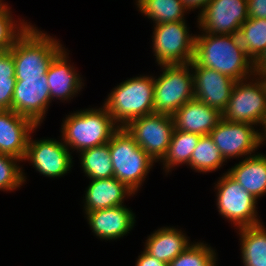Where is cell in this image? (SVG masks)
<instances>
[{
	"instance_id": "cell-22",
	"label": "cell",
	"mask_w": 266,
	"mask_h": 266,
	"mask_svg": "<svg viewBox=\"0 0 266 266\" xmlns=\"http://www.w3.org/2000/svg\"><path fill=\"white\" fill-rule=\"evenodd\" d=\"M227 173L234 178L256 200L266 195V155L254 154L228 169Z\"/></svg>"
},
{
	"instance_id": "cell-30",
	"label": "cell",
	"mask_w": 266,
	"mask_h": 266,
	"mask_svg": "<svg viewBox=\"0 0 266 266\" xmlns=\"http://www.w3.org/2000/svg\"><path fill=\"white\" fill-rule=\"evenodd\" d=\"M11 7L0 5V52L12 48L17 39L28 29L30 22L13 19ZM18 23V24H17Z\"/></svg>"
},
{
	"instance_id": "cell-28",
	"label": "cell",
	"mask_w": 266,
	"mask_h": 266,
	"mask_svg": "<svg viewBox=\"0 0 266 266\" xmlns=\"http://www.w3.org/2000/svg\"><path fill=\"white\" fill-rule=\"evenodd\" d=\"M238 36L246 54L255 63L266 50V19L248 18Z\"/></svg>"
},
{
	"instance_id": "cell-12",
	"label": "cell",
	"mask_w": 266,
	"mask_h": 266,
	"mask_svg": "<svg viewBox=\"0 0 266 266\" xmlns=\"http://www.w3.org/2000/svg\"><path fill=\"white\" fill-rule=\"evenodd\" d=\"M197 17V25L204 33L238 34L249 18L247 0H211Z\"/></svg>"
},
{
	"instance_id": "cell-4",
	"label": "cell",
	"mask_w": 266,
	"mask_h": 266,
	"mask_svg": "<svg viewBox=\"0 0 266 266\" xmlns=\"http://www.w3.org/2000/svg\"><path fill=\"white\" fill-rule=\"evenodd\" d=\"M103 106L124 127L134 118L154 113V76L140 75L125 80L110 91Z\"/></svg>"
},
{
	"instance_id": "cell-38",
	"label": "cell",
	"mask_w": 266,
	"mask_h": 266,
	"mask_svg": "<svg viewBox=\"0 0 266 266\" xmlns=\"http://www.w3.org/2000/svg\"><path fill=\"white\" fill-rule=\"evenodd\" d=\"M4 0H0V5H6V4H8V3H6V2H3Z\"/></svg>"
},
{
	"instance_id": "cell-34",
	"label": "cell",
	"mask_w": 266,
	"mask_h": 266,
	"mask_svg": "<svg viewBox=\"0 0 266 266\" xmlns=\"http://www.w3.org/2000/svg\"><path fill=\"white\" fill-rule=\"evenodd\" d=\"M135 266H168L167 263L158 260L156 257L151 256L145 250L141 251L138 256Z\"/></svg>"
},
{
	"instance_id": "cell-11",
	"label": "cell",
	"mask_w": 266,
	"mask_h": 266,
	"mask_svg": "<svg viewBox=\"0 0 266 266\" xmlns=\"http://www.w3.org/2000/svg\"><path fill=\"white\" fill-rule=\"evenodd\" d=\"M71 154L72 152L62 139L34 140L30 134L23 162H31L35 170L45 177L57 178L65 176L71 171V167H73Z\"/></svg>"
},
{
	"instance_id": "cell-1",
	"label": "cell",
	"mask_w": 266,
	"mask_h": 266,
	"mask_svg": "<svg viewBox=\"0 0 266 266\" xmlns=\"http://www.w3.org/2000/svg\"><path fill=\"white\" fill-rule=\"evenodd\" d=\"M194 61L236 82L256 74L254 62L246 54L238 34H196Z\"/></svg>"
},
{
	"instance_id": "cell-24",
	"label": "cell",
	"mask_w": 266,
	"mask_h": 266,
	"mask_svg": "<svg viewBox=\"0 0 266 266\" xmlns=\"http://www.w3.org/2000/svg\"><path fill=\"white\" fill-rule=\"evenodd\" d=\"M200 137V134L174 130L167 153L160 161L167 175L175 166L189 165L192 152Z\"/></svg>"
},
{
	"instance_id": "cell-13",
	"label": "cell",
	"mask_w": 266,
	"mask_h": 266,
	"mask_svg": "<svg viewBox=\"0 0 266 266\" xmlns=\"http://www.w3.org/2000/svg\"><path fill=\"white\" fill-rule=\"evenodd\" d=\"M255 128L253 124L229 122L221 118L209 135L227 162L231 158H246L256 154L259 129Z\"/></svg>"
},
{
	"instance_id": "cell-32",
	"label": "cell",
	"mask_w": 266,
	"mask_h": 266,
	"mask_svg": "<svg viewBox=\"0 0 266 266\" xmlns=\"http://www.w3.org/2000/svg\"><path fill=\"white\" fill-rule=\"evenodd\" d=\"M21 160L15 157L0 153V190L14 191L19 189L26 182V174L23 172ZM19 187V188H18Z\"/></svg>"
},
{
	"instance_id": "cell-20",
	"label": "cell",
	"mask_w": 266,
	"mask_h": 266,
	"mask_svg": "<svg viewBox=\"0 0 266 266\" xmlns=\"http://www.w3.org/2000/svg\"><path fill=\"white\" fill-rule=\"evenodd\" d=\"M85 192V212L124 205V199L135 194L115 177L91 180Z\"/></svg>"
},
{
	"instance_id": "cell-2",
	"label": "cell",
	"mask_w": 266,
	"mask_h": 266,
	"mask_svg": "<svg viewBox=\"0 0 266 266\" xmlns=\"http://www.w3.org/2000/svg\"><path fill=\"white\" fill-rule=\"evenodd\" d=\"M61 125V139L73 151L81 152L106 144L120 126L104 106L69 113Z\"/></svg>"
},
{
	"instance_id": "cell-23",
	"label": "cell",
	"mask_w": 266,
	"mask_h": 266,
	"mask_svg": "<svg viewBox=\"0 0 266 266\" xmlns=\"http://www.w3.org/2000/svg\"><path fill=\"white\" fill-rule=\"evenodd\" d=\"M263 222L238 228L244 266H266V228Z\"/></svg>"
},
{
	"instance_id": "cell-26",
	"label": "cell",
	"mask_w": 266,
	"mask_h": 266,
	"mask_svg": "<svg viewBox=\"0 0 266 266\" xmlns=\"http://www.w3.org/2000/svg\"><path fill=\"white\" fill-rule=\"evenodd\" d=\"M79 156L81 170L90 180L114 177L108 143L81 151Z\"/></svg>"
},
{
	"instance_id": "cell-33",
	"label": "cell",
	"mask_w": 266,
	"mask_h": 266,
	"mask_svg": "<svg viewBox=\"0 0 266 266\" xmlns=\"http://www.w3.org/2000/svg\"><path fill=\"white\" fill-rule=\"evenodd\" d=\"M249 18L266 19V0H247Z\"/></svg>"
},
{
	"instance_id": "cell-10",
	"label": "cell",
	"mask_w": 266,
	"mask_h": 266,
	"mask_svg": "<svg viewBox=\"0 0 266 266\" xmlns=\"http://www.w3.org/2000/svg\"><path fill=\"white\" fill-rule=\"evenodd\" d=\"M124 128L155 162L166 155L175 130L173 116L149 114L134 118Z\"/></svg>"
},
{
	"instance_id": "cell-17",
	"label": "cell",
	"mask_w": 266,
	"mask_h": 266,
	"mask_svg": "<svg viewBox=\"0 0 266 266\" xmlns=\"http://www.w3.org/2000/svg\"><path fill=\"white\" fill-rule=\"evenodd\" d=\"M84 213L94 235L105 241L123 238L136 223L135 214L125 205Z\"/></svg>"
},
{
	"instance_id": "cell-27",
	"label": "cell",
	"mask_w": 266,
	"mask_h": 266,
	"mask_svg": "<svg viewBox=\"0 0 266 266\" xmlns=\"http://www.w3.org/2000/svg\"><path fill=\"white\" fill-rule=\"evenodd\" d=\"M226 160L210 135H202L192 152L189 167L196 172L209 173L222 168Z\"/></svg>"
},
{
	"instance_id": "cell-3",
	"label": "cell",
	"mask_w": 266,
	"mask_h": 266,
	"mask_svg": "<svg viewBox=\"0 0 266 266\" xmlns=\"http://www.w3.org/2000/svg\"><path fill=\"white\" fill-rule=\"evenodd\" d=\"M63 48L60 41L31 24L10 49L16 80L47 74L50 63Z\"/></svg>"
},
{
	"instance_id": "cell-31",
	"label": "cell",
	"mask_w": 266,
	"mask_h": 266,
	"mask_svg": "<svg viewBox=\"0 0 266 266\" xmlns=\"http://www.w3.org/2000/svg\"><path fill=\"white\" fill-rule=\"evenodd\" d=\"M16 85L14 59L10 50L0 52V110H12Z\"/></svg>"
},
{
	"instance_id": "cell-5",
	"label": "cell",
	"mask_w": 266,
	"mask_h": 266,
	"mask_svg": "<svg viewBox=\"0 0 266 266\" xmlns=\"http://www.w3.org/2000/svg\"><path fill=\"white\" fill-rule=\"evenodd\" d=\"M114 177L135 194L156 163L128 133L120 127L108 142Z\"/></svg>"
},
{
	"instance_id": "cell-8",
	"label": "cell",
	"mask_w": 266,
	"mask_h": 266,
	"mask_svg": "<svg viewBox=\"0 0 266 266\" xmlns=\"http://www.w3.org/2000/svg\"><path fill=\"white\" fill-rule=\"evenodd\" d=\"M266 118V86L263 79L254 76L237 81L229 102L222 111V119L229 122L248 123L261 126Z\"/></svg>"
},
{
	"instance_id": "cell-16",
	"label": "cell",
	"mask_w": 266,
	"mask_h": 266,
	"mask_svg": "<svg viewBox=\"0 0 266 266\" xmlns=\"http://www.w3.org/2000/svg\"><path fill=\"white\" fill-rule=\"evenodd\" d=\"M37 128L31 119L13 110H0V153L23 162L30 134Z\"/></svg>"
},
{
	"instance_id": "cell-14",
	"label": "cell",
	"mask_w": 266,
	"mask_h": 266,
	"mask_svg": "<svg viewBox=\"0 0 266 266\" xmlns=\"http://www.w3.org/2000/svg\"><path fill=\"white\" fill-rule=\"evenodd\" d=\"M52 102L46 74L41 78L16 80L12 110L31 119L38 127Z\"/></svg>"
},
{
	"instance_id": "cell-37",
	"label": "cell",
	"mask_w": 266,
	"mask_h": 266,
	"mask_svg": "<svg viewBox=\"0 0 266 266\" xmlns=\"http://www.w3.org/2000/svg\"><path fill=\"white\" fill-rule=\"evenodd\" d=\"M260 127L262 128V130L259 129V146L263 145L266 142V118L264 119Z\"/></svg>"
},
{
	"instance_id": "cell-9",
	"label": "cell",
	"mask_w": 266,
	"mask_h": 266,
	"mask_svg": "<svg viewBox=\"0 0 266 266\" xmlns=\"http://www.w3.org/2000/svg\"><path fill=\"white\" fill-rule=\"evenodd\" d=\"M216 207L235 229L262 223L257 212V200L227 172L215 184Z\"/></svg>"
},
{
	"instance_id": "cell-21",
	"label": "cell",
	"mask_w": 266,
	"mask_h": 266,
	"mask_svg": "<svg viewBox=\"0 0 266 266\" xmlns=\"http://www.w3.org/2000/svg\"><path fill=\"white\" fill-rule=\"evenodd\" d=\"M190 241L181 229L164 226L147 237L144 250L158 260L169 264L192 244Z\"/></svg>"
},
{
	"instance_id": "cell-36",
	"label": "cell",
	"mask_w": 266,
	"mask_h": 266,
	"mask_svg": "<svg viewBox=\"0 0 266 266\" xmlns=\"http://www.w3.org/2000/svg\"><path fill=\"white\" fill-rule=\"evenodd\" d=\"M256 74L260 77H266V50L262 56L254 63Z\"/></svg>"
},
{
	"instance_id": "cell-15",
	"label": "cell",
	"mask_w": 266,
	"mask_h": 266,
	"mask_svg": "<svg viewBox=\"0 0 266 266\" xmlns=\"http://www.w3.org/2000/svg\"><path fill=\"white\" fill-rule=\"evenodd\" d=\"M190 64L195 98L222 113L236 81L216 70L199 66L194 60Z\"/></svg>"
},
{
	"instance_id": "cell-6",
	"label": "cell",
	"mask_w": 266,
	"mask_h": 266,
	"mask_svg": "<svg viewBox=\"0 0 266 266\" xmlns=\"http://www.w3.org/2000/svg\"><path fill=\"white\" fill-rule=\"evenodd\" d=\"M160 68L162 73L154 77V113L173 116L181 106L195 98L191 64Z\"/></svg>"
},
{
	"instance_id": "cell-39",
	"label": "cell",
	"mask_w": 266,
	"mask_h": 266,
	"mask_svg": "<svg viewBox=\"0 0 266 266\" xmlns=\"http://www.w3.org/2000/svg\"><path fill=\"white\" fill-rule=\"evenodd\" d=\"M261 78L263 79L264 84H265V86H266V77H261Z\"/></svg>"
},
{
	"instance_id": "cell-18",
	"label": "cell",
	"mask_w": 266,
	"mask_h": 266,
	"mask_svg": "<svg viewBox=\"0 0 266 266\" xmlns=\"http://www.w3.org/2000/svg\"><path fill=\"white\" fill-rule=\"evenodd\" d=\"M65 47L54 57L47 70L51 100L70 101L82 91L83 79L70 64Z\"/></svg>"
},
{
	"instance_id": "cell-29",
	"label": "cell",
	"mask_w": 266,
	"mask_h": 266,
	"mask_svg": "<svg viewBox=\"0 0 266 266\" xmlns=\"http://www.w3.org/2000/svg\"><path fill=\"white\" fill-rule=\"evenodd\" d=\"M216 250L204 242H193L168 266H217Z\"/></svg>"
},
{
	"instance_id": "cell-7",
	"label": "cell",
	"mask_w": 266,
	"mask_h": 266,
	"mask_svg": "<svg viewBox=\"0 0 266 266\" xmlns=\"http://www.w3.org/2000/svg\"><path fill=\"white\" fill-rule=\"evenodd\" d=\"M152 49L159 66L190 64L194 60L195 36L186 21L153 25Z\"/></svg>"
},
{
	"instance_id": "cell-35",
	"label": "cell",
	"mask_w": 266,
	"mask_h": 266,
	"mask_svg": "<svg viewBox=\"0 0 266 266\" xmlns=\"http://www.w3.org/2000/svg\"><path fill=\"white\" fill-rule=\"evenodd\" d=\"M184 4V6L189 10V12L192 10L200 9L199 12H201L205 6L211 1V0H181Z\"/></svg>"
},
{
	"instance_id": "cell-25",
	"label": "cell",
	"mask_w": 266,
	"mask_h": 266,
	"mask_svg": "<svg viewBox=\"0 0 266 266\" xmlns=\"http://www.w3.org/2000/svg\"><path fill=\"white\" fill-rule=\"evenodd\" d=\"M135 4L154 25L186 21L184 16L189 12L181 0H136Z\"/></svg>"
},
{
	"instance_id": "cell-19",
	"label": "cell",
	"mask_w": 266,
	"mask_h": 266,
	"mask_svg": "<svg viewBox=\"0 0 266 266\" xmlns=\"http://www.w3.org/2000/svg\"><path fill=\"white\" fill-rule=\"evenodd\" d=\"M222 118V113L196 98L186 102L173 115L175 129L209 135Z\"/></svg>"
}]
</instances>
